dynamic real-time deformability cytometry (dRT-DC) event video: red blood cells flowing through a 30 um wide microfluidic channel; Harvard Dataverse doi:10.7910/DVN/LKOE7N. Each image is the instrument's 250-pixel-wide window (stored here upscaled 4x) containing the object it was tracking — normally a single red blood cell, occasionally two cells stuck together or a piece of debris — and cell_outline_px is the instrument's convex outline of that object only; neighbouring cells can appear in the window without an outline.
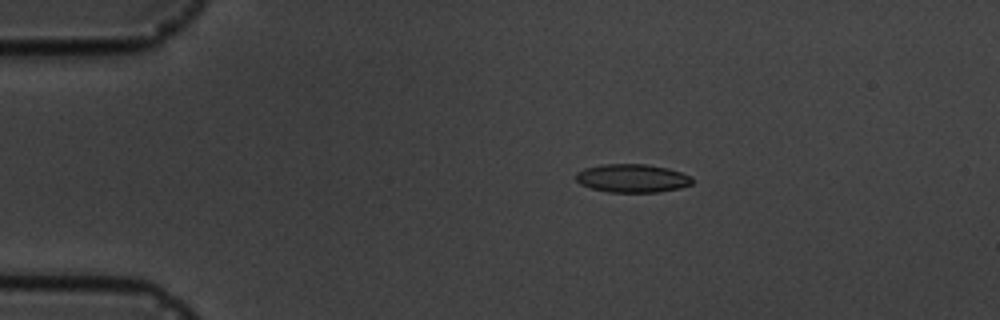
{"species": "common noctule bat (a hibernating species)", "species_latin": "Nyctalus noctula", "temperature_condition": "cold", "stored_images_in_passage": 2, "camera_frame_rate_fps": 3000, "um_per_image_px": 0.085, "animal": {"sex": "male", "body_mass_g": 19.5, "forearm_length_mm": 54.6}, "frame": {"image": 1, "passage_image": 1, "time_ms": 0.0, "image_size_px": [1000, 320], "cell_outline_px": [[692, 184], [680, 188], [656, 192], [608, 192], [592, 188], [580, 184], [576, 180], [576, 172], [584, 168], [600, 164], [648, 164], [668, 168], [692, 176]], "centroid_in_image_um": [53.73, 15.14], "position_along_channel_um": 31.3, "area_um2": 19.31}}